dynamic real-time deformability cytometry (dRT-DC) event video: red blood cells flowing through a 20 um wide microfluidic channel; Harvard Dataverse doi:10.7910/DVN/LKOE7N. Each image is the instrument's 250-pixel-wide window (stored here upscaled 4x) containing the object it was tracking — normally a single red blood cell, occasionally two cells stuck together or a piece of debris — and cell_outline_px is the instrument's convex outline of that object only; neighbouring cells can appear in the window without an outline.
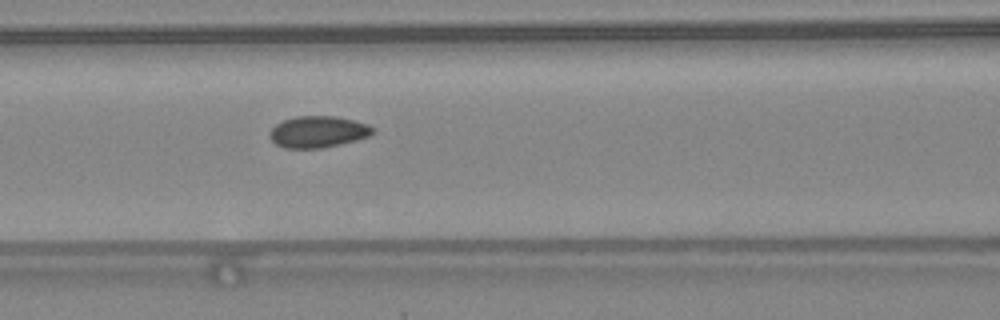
{"species": "common noctule bat (a hibernating species)", "species_latin": "Nyctalus noctula", "temperature_condition": "warm", "stored_images_in_passage": 49, "camera_frame_rate_fps": 3000, "um_per_image_px": 0.085, "animal": {"sex": "female", "body_mass_g": 24.6, "forearm_length_mm": 56.2}, "frame": {"image": 1, "passage_image": 22, "time_ms": 7.0, "image_size_px": [1000, 320], "cell_outline_px": [[376, 128], [368, 136], [356, 140], [340, 144], [320, 148], [284, 148], [276, 144], [268, 136], [272, 128], [276, 124], [284, 120], [296, 116], [336, 116], [368, 124]], "centroid_in_image_um": [27.02, 11.2], "position_along_channel_um": 139.6, "area_um2": 18.84}, "authors_computed_cell_mechanics": {"area_um2": 18.4382, "velocity_mm_per_s": 4.3588, "shape_relaxation_time_tau1_ms": null, "shape_relaxation_time_tau2_ms": 1.6019, "deformation_change_tau1": null, "deformation_change_tau2": 0.0525}}